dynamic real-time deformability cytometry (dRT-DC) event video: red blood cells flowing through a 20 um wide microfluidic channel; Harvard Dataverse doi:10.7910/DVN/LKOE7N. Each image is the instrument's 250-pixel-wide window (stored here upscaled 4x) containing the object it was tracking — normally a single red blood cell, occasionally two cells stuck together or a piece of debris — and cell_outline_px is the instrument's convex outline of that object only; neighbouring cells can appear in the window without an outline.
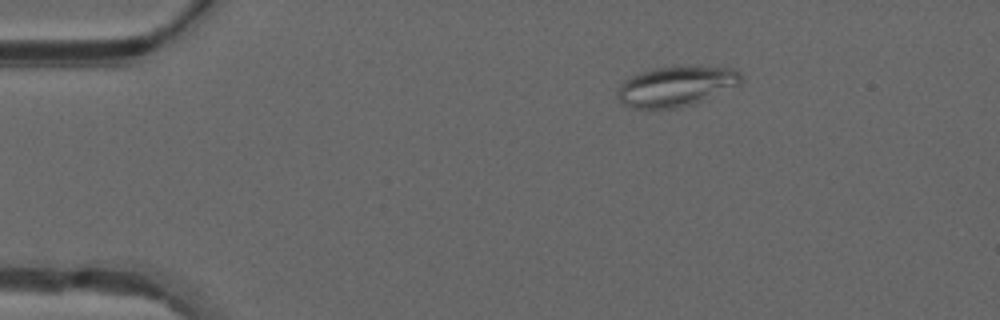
{"species": "common noctule bat (a hibernating species)", "species_latin": "Nyctalus noctula", "temperature_condition": "warm", "stored_images_in_passage": 42, "camera_frame_rate_fps": 3000, "um_per_image_px": 0.085, "animal": {"sex": "male", "forearm_length_mm": 52.5}, "frame": {"image": 1, "passage_image": 1, "time_ms": 0.0, "image_size_px": [1000, 320], "cell_outline_px": [[740, 84], [692, 104], [676, 108], [632, 108], [620, 104], [616, 96], [616, 92], [620, 84], [624, 80], [632, 76], [656, 68], [732, 68], [740, 72]], "centroid_in_image_um": [57.37, 7.37], "position_along_channel_um": 27.6, "area_um2": 27.98}}
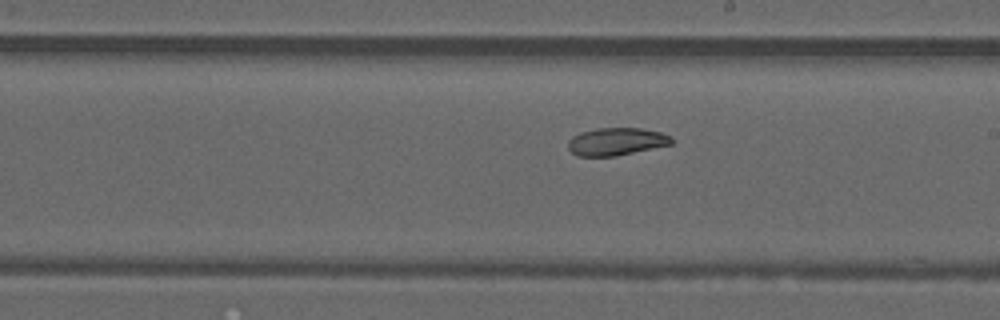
{"frame": {"image": 2, "passage_image": 21, "time_ms": 6.667, "image_size_px": [1000, 320], "cell_outline_px": [[672, 144], [616, 156], [576, 156], [568, 148], [568, 140], [572, 136], [580, 132], [596, 128], [640, 128], [660, 132], [668, 136], [672, 140]], "centroid_in_image_um": [52.34, 12.03], "position_along_channel_um": 236.7, "area_um2": 16.59}}
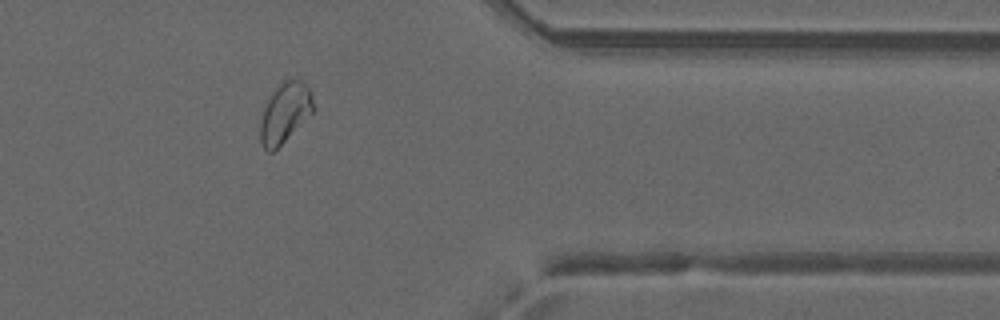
{"frame": {"image": 3, "passage_image": 33, "time_ms": 10.667, "image_size_px": [1000, 320], "cell_outline_px": [[316, 112], [272, 152], [268, 152], [264, 148], [260, 140], [260, 120], [264, 108], [276, 84], [284, 80], [304, 80], [308, 84], [316, 108]], "centroid_in_image_um": [24.27, 9.56], "position_along_channel_um": 387.1, "area_um2": 19.02}, "authors_computed_cell_mechanics": {"area_um2": 19.6809, "velocity_mm_per_s": 4.1539, "shape_relaxation_time_tau1_ms": null, "shape_relaxation_time_tau2_ms": 8.0231, "deformation_change_tau1": null, "deformation_change_tau2": 0.1245}}